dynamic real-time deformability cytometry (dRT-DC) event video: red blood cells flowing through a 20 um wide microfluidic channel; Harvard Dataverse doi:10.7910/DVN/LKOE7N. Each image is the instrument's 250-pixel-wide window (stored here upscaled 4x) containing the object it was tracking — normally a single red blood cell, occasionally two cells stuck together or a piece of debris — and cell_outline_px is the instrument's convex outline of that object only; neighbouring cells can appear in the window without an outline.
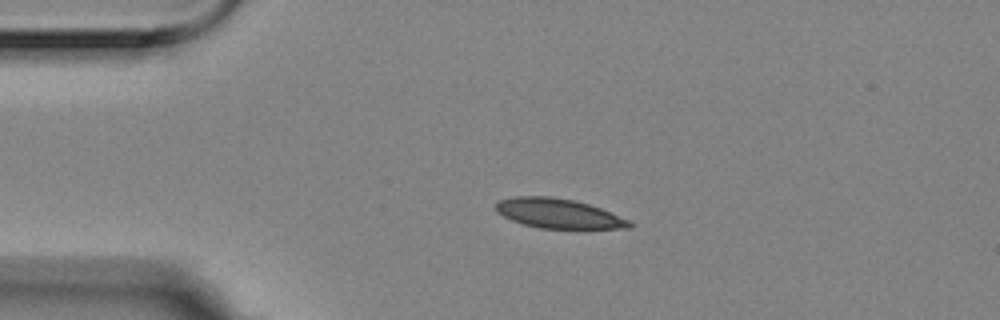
{"species": "Egyptian fruit bat (a non-hibernating species)", "species_latin": "Rousettus aegyptiacus", "temperature_condition": "room temperature", "stored_images_in_passage": 4, "camera_frame_rate_fps": 3000, "um_per_image_px": 0.085, "animal": {"sex": "female"}, "frame": {"image": 1, "passage_image": 2, "time_ms": 0.333, "image_size_px": [1000, 320], "cell_outline_px": [[636, 224], [632, 228], [540, 228], [524, 224], [512, 220], [496, 212], [492, 208], [500, 200], [512, 196], [552, 196], [576, 200], [600, 208], [628, 220]], "centroid_in_image_um": [47.44, 18.13], "position_along_channel_um": 37.6, "area_um2": 23.06}}
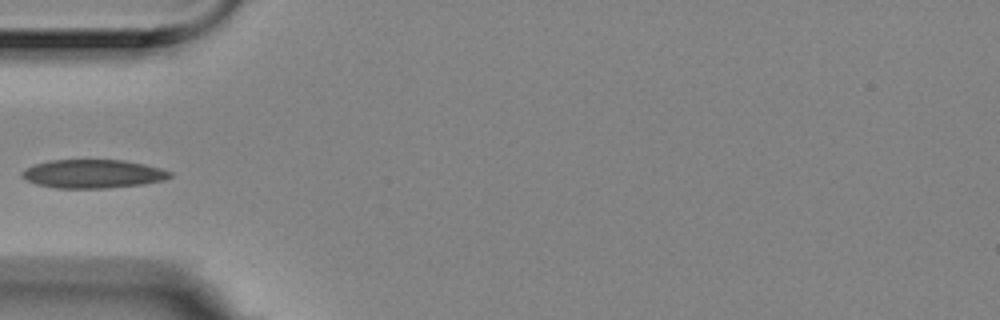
{"frame": {"image": 2, "passage_image": 3, "time_ms": 0.667, "image_size_px": [1000, 320], "cell_outline_px": [[172, 176], [164, 180], [144, 184], [104, 188], [56, 188], [36, 184], [20, 176], [20, 172], [24, 168], [32, 164], [48, 160], [124, 160], [144, 164], [160, 168], [172, 172]], "centroid_in_image_um": [7.86, 14.77], "position_along_channel_um": 77.1, "area_um2": 24.8}}